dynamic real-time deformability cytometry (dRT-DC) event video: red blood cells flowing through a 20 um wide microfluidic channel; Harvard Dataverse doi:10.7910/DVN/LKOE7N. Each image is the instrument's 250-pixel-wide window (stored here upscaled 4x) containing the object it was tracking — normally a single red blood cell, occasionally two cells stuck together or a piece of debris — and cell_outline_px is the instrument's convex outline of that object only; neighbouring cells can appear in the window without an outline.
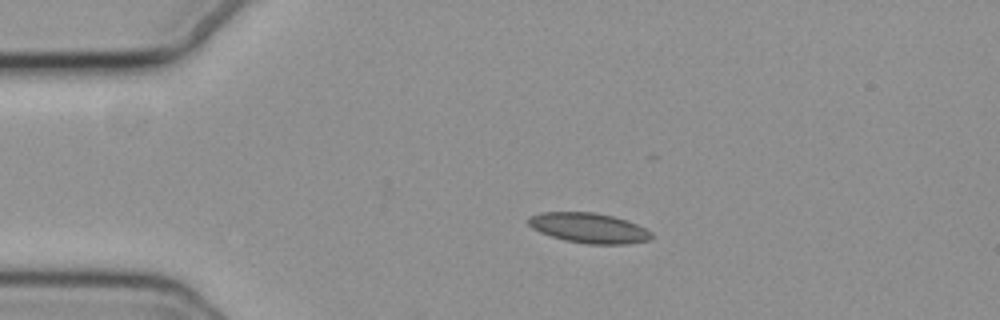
{"species": "common noctule bat (a hibernating species)", "species_latin": "Nyctalus noctula", "temperature_condition": "cold", "stored_images_in_passage": 45, "camera_frame_rate_fps": 3000, "um_per_image_px": 0.085, "animal": {"sex": "female", "body_mass_g": 19.3, "forearm_length_mm": 54.1}, "frame": {"image": 1, "passage_image": 1, "time_ms": 0.0, "image_size_px": [1000, 320], "cell_outline_px": [[652, 236], [648, 240], [628, 244], [588, 244], [564, 240], [540, 232], [532, 228], [528, 224], [528, 216], [540, 212], [596, 212], [628, 220], [652, 232]], "centroid_in_image_um": [50.04, 19.37], "position_along_channel_um": 35.0, "area_um2": 21.62}}
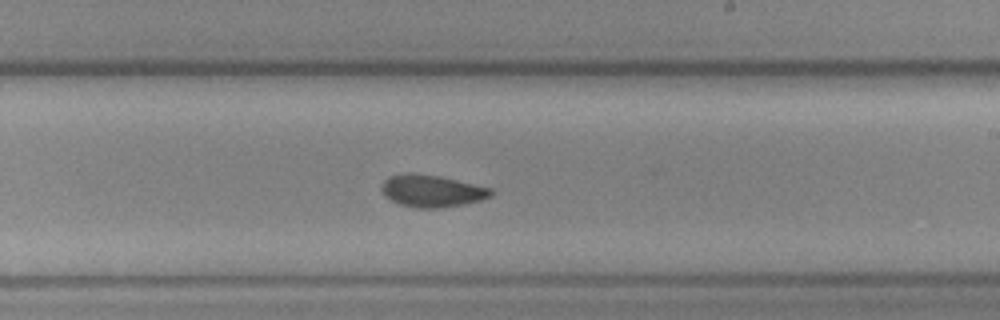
{"frame": {"image": 2, "passage_image": 22, "time_ms": 7.0, "image_size_px": [1000, 320], "cell_outline_px": [[496, 192], [492, 196], [480, 200], [464, 204], [436, 208], [416, 208], [400, 204], [384, 196], [380, 188], [384, 180], [388, 176], [408, 172], [412, 172], [440, 176], [492, 188]], "centroid_in_image_um": [36.7, 16.21], "position_along_channel_um": 252.3, "area_um2": 20.69}}
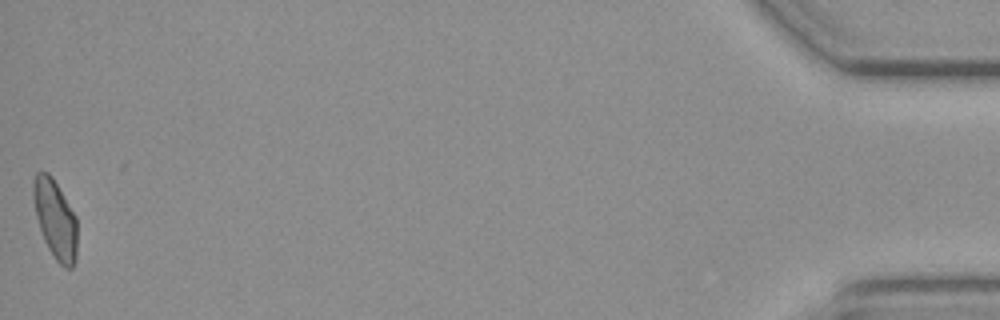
{"frame": {"image": 3, "passage_image": 45, "time_ms": 14.667, "image_size_px": [1000, 320], "cell_outline_px": [[76, 260], [72, 268], [64, 268], [52, 256], [44, 240], [36, 216], [32, 192], [32, 180], [36, 172], [48, 172], [52, 176], [76, 216]], "centroid_in_image_um": [4.68, 18.63], "position_along_channel_um": 430.5, "area_um2": 20.23}, "authors_computed_cell_mechanics": {"area_um2": 20.6346, "velocity_mm_per_s": 3.6901, "shape_relaxation_time_tau1_ms": 8.7775, "shape_relaxation_time_tau2_ms": 4.4577, "deformation_change_tau1": 0.1372, "deformation_change_tau2": 0.064}}